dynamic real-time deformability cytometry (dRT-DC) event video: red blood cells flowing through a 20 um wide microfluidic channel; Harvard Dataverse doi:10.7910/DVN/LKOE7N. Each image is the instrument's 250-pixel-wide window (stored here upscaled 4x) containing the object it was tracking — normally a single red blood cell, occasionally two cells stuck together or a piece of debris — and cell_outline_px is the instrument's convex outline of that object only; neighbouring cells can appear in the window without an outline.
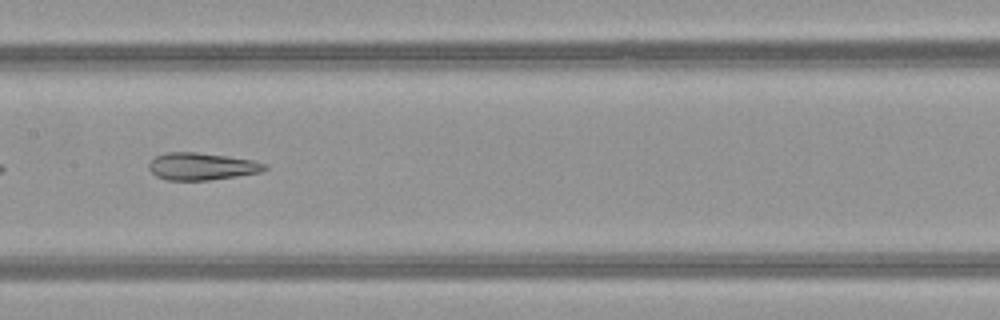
{"species": "common noctule bat (a hibernating species)", "species_latin": "Nyctalus noctula", "temperature_condition": "warm", "stored_images_in_passage": 30, "camera_frame_rate_fps": 3000, "um_per_image_px": 0.085, "animal": {"sex": "female", "body_mass_g": 21.9}, "frame": {"image": 1, "passage_image": 26, "time_ms": 8.333, "image_size_px": [1000, 320], "cell_outline_px": [[268, 168], [264, 172], [208, 180], [168, 180], [156, 176], [148, 168], [148, 164], [156, 156], [168, 152], [196, 152], [252, 160], [264, 164]], "centroid_in_image_um": [17.14, 14.15], "position_along_channel_um": 190.3, "area_um2": 18.21}}